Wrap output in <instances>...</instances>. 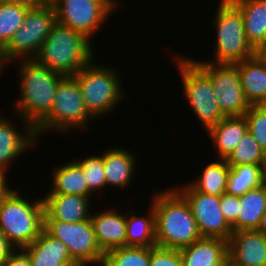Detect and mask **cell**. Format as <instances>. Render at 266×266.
<instances>
[{
	"label": "cell",
	"mask_w": 266,
	"mask_h": 266,
	"mask_svg": "<svg viewBox=\"0 0 266 266\" xmlns=\"http://www.w3.org/2000/svg\"><path fill=\"white\" fill-rule=\"evenodd\" d=\"M179 252L183 266H223L228 261V241L201 238Z\"/></svg>",
	"instance_id": "cell-20"
},
{
	"label": "cell",
	"mask_w": 266,
	"mask_h": 266,
	"mask_svg": "<svg viewBox=\"0 0 266 266\" xmlns=\"http://www.w3.org/2000/svg\"><path fill=\"white\" fill-rule=\"evenodd\" d=\"M92 198L94 197L76 194H45L44 220H60L68 223L88 220L91 216Z\"/></svg>",
	"instance_id": "cell-16"
},
{
	"label": "cell",
	"mask_w": 266,
	"mask_h": 266,
	"mask_svg": "<svg viewBox=\"0 0 266 266\" xmlns=\"http://www.w3.org/2000/svg\"><path fill=\"white\" fill-rule=\"evenodd\" d=\"M123 148L113 146L102 153L106 186H113L114 190L115 187L126 189L136 177V155Z\"/></svg>",
	"instance_id": "cell-19"
},
{
	"label": "cell",
	"mask_w": 266,
	"mask_h": 266,
	"mask_svg": "<svg viewBox=\"0 0 266 266\" xmlns=\"http://www.w3.org/2000/svg\"><path fill=\"white\" fill-rule=\"evenodd\" d=\"M17 68L20 94L17 103L12 105L13 111L35 129L52 110L56 88L64 76L40 65L35 59H19Z\"/></svg>",
	"instance_id": "cell-2"
},
{
	"label": "cell",
	"mask_w": 266,
	"mask_h": 266,
	"mask_svg": "<svg viewBox=\"0 0 266 266\" xmlns=\"http://www.w3.org/2000/svg\"><path fill=\"white\" fill-rule=\"evenodd\" d=\"M266 210V182L240 196L237 232L258 230Z\"/></svg>",
	"instance_id": "cell-25"
},
{
	"label": "cell",
	"mask_w": 266,
	"mask_h": 266,
	"mask_svg": "<svg viewBox=\"0 0 266 266\" xmlns=\"http://www.w3.org/2000/svg\"><path fill=\"white\" fill-rule=\"evenodd\" d=\"M53 6L59 23L91 39L119 8V3L116 0H54Z\"/></svg>",
	"instance_id": "cell-11"
},
{
	"label": "cell",
	"mask_w": 266,
	"mask_h": 266,
	"mask_svg": "<svg viewBox=\"0 0 266 266\" xmlns=\"http://www.w3.org/2000/svg\"><path fill=\"white\" fill-rule=\"evenodd\" d=\"M7 175L0 173V204L2 203L3 199L10 193L12 187L10 184H7Z\"/></svg>",
	"instance_id": "cell-39"
},
{
	"label": "cell",
	"mask_w": 266,
	"mask_h": 266,
	"mask_svg": "<svg viewBox=\"0 0 266 266\" xmlns=\"http://www.w3.org/2000/svg\"><path fill=\"white\" fill-rule=\"evenodd\" d=\"M225 160L230 167L251 164L261 165L266 170V153L249 131Z\"/></svg>",
	"instance_id": "cell-29"
},
{
	"label": "cell",
	"mask_w": 266,
	"mask_h": 266,
	"mask_svg": "<svg viewBox=\"0 0 266 266\" xmlns=\"http://www.w3.org/2000/svg\"><path fill=\"white\" fill-rule=\"evenodd\" d=\"M266 170L261 165L242 164L230 167L226 193L242 196L265 183Z\"/></svg>",
	"instance_id": "cell-28"
},
{
	"label": "cell",
	"mask_w": 266,
	"mask_h": 266,
	"mask_svg": "<svg viewBox=\"0 0 266 266\" xmlns=\"http://www.w3.org/2000/svg\"><path fill=\"white\" fill-rule=\"evenodd\" d=\"M118 72L93 60L72 76L78 82L84 106L95 122L125 100L127 94Z\"/></svg>",
	"instance_id": "cell-4"
},
{
	"label": "cell",
	"mask_w": 266,
	"mask_h": 266,
	"mask_svg": "<svg viewBox=\"0 0 266 266\" xmlns=\"http://www.w3.org/2000/svg\"><path fill=\"white\" fill-rule=\"evenodd\" d=\"M92 121L94 119L84 106L78 82L73 77H64L56 88L52 110L35 128V133L39 141V137L45 132L61 131L68 134L73 129L87 130Z\"/></svg>",
	"instance_id": "cell-7"
},
{
	"label": "cell",
	"mask_w": 266,
	"mask_h": 266,
	"mask_svg": "<svg viewBox=\"0 0 266 266\" xmlns=\"http://www.w3.org/2000/svg\"><path fill=\"white\" fill-rule=\"evenodd\" d=\"M29 8L0 2V47L3 48L24 22Z\"/></svg>",
	"instance_id": "cell-31"
},
{
	"label": "cell",
	"mask_w": 266,
	"mask_h": 266,
	"mask_svg": "<svg viewBox=\"0 0 266 266\" xmlns=\"http://www.w3.org/2000/svg\"><path fill=\"white\" fill-rule=\"evenodd\" d=\"M153 196L158 247L179 250L202 238L190 205L174 187Z\"/></svg>",
	"instance_id": "cell-1"
},
{
	"label": "cell",
	"mask_w": 266,
	"mask_h": 266,
	"mask_svg": "<svg viewBox=\"0 0 266 266\" xmlns=\"http://www.w3.org/2000/svg\"><path fill=\"white\" fill-rule=\"evenodd\" d=\"M11 190L0 204V231L16 249L31 244L44 229V200L31 202Z\"/></svg>",
	"instance_id": "cell-5"
},
{
	"label": "cell",
	"mask_w": 266,
	"mask_h": 266,
	"mask_svg": "<svg viewBox=\"0 0 266 266\" xmlns=\"http://www.w3.org/2000/svg\"><path fill=\"white\" fill-rule=\"evenodd\" d=\"M44 229L67 247L78 266L102 265L104 253L97 244L90 219L75 223L44 220Z\"/></svg>",
	"instance_id": "cell-10"
},
{
	"label": "cell",
	"mask_w": 266,
	"mask_h": 266,
	"mask_svg": "<svg viewBox=\"0 0 266 266\" xmlns=\"http://www.w3.org/2000/svg\"><path fill=\"white\" fill-rule=\"evenodd\" d=\"M235 64L250 105H266V62L256 53L253 57Z\"/></svg>",
	"instance_id": "cell-21"
},
{
	"label": "cell",
	"mask_w": 266,
	"mask_h": 266,
	"mask_svg": "<svg viewBox=\"0 0 266 266\" xmlns=\"http://www.w3.org/2000/svg\"><path fill=\"white\" fill-rule=\"evenodd\" d=\"M6 65L7 64L4 61L3 56H2V48L0 47V74L2 73V71H3V69L5 68Z\"/></svg>",
	"instance_id": "cell-41"
},
{
	"label": "cell",
	"mask_w": 266,
	"mask_h": 266,
	"mask_svg": "<svg viewBox=\"0 0 266 266\" xmlns=\"http://www.w3.org/2000/svg\"><path fill=\"white\" fill-rule=\"evenodd\" d=\"M208 163L197 178L189 182L197 191L221 196L226 193L230 166L225 159Z\"/></svg>",
	"instance_id": "cell-27"
},
{
	"label": "cell",
	"mask_w": 266,
	"mask_h": 266,
	"mask_svg": "<svg viewBox=\"0 0 266 266\" xmlns=\"http://www.w3.org/2000/svg\"><path fill=\"white\" fill-rule=\"evenodd\" d=\"M150 247L122 246L104 254L101 266H149Z\"/></svg>",
	"instance_id": "cell-30"
},
{
	"label": "cell",
	"mask_w": 266,
	"mask_h": 266,
	"mask_svg": "<svg viewBox=\"0 0 266 266\" xmlns=\"http://www.w3.org/2000/svg\"><path fill=\"white\" fill-rule=\"evenodd\" d=\"M241 12L245 37L258 52L266 45V0H230Z\"/></svg>",
	"instance_id": "cell-22"
},
{
	"label": "cell",
	"mask_w": 266,
	"mask_h": 266,
	"mask_svg": "<svg viewBox=\"0 0 266 266\" xmlns=\"http://www.w3.org/2000/svg\"><path fill=\"white\" fill-rule=\"evenodd\" d=\"M174 60L181 76L183 97L207 132L225 117L219 109L211 78L191 57L176 54Z\"/></svg>",
	"instance_id": "cell-6"
},
{
	"label": "cell",
	"mask_w": 266,
	"mask_h": 266,
	"mask_svg": "<svg viewBox=\"0 0 266 266\" xmlns=\"http://www.w3.org/2000/svg\"><path fill=\"white\" fill-rule=\"evenodd\" d=\"M91 42L85 34L57 21L34 59L55 73L72 77L95 60Z\"/></svg>",
	"instance_id": "cell-3"
},
{
	"label": "cell",
	"mask_w": 266,
	"mask_h": 266,
	"mask_svg": "<svg viewBox=\"0 0 266 266\" xmlns=\"http://www.w3.org/2000/svg\"><path fill=\"white\" fill-rule=\"evenodd\" d=\"M0 266H31V262L21 249H16Z\"/></svg>",
	"instance_id": "cell-36"
},
{
	"label": "cell",
	"mask_w": 266,
	"mask_h": 266,
	"mask_svg": "<svg viewBox=\"0 0 266 266\" xmlns=\"http://www.w3.org/2000/svg\"><path fill=\"white\" fill-rule=\"evenodd\" d=\"M4 3L19 4L27 8H43L54 5V0H0Z\"/></svg>",
	"instance_id": "cell-37"
},
{
	"label": "cell",
	"mask_w": 266,
	"mask_h": 266,
	"mask_svg": "<svg viewBox=\"0 0 266 266\" xmlns=\"http://www.w3.org/2000/svg\"><path fill=\"white\" fill-rule=\"evenodd\" d=\"M217 7L214 59L204 62L235 64L253 57L257 52L246 40L240 10L230 0H220Z\"/></svg>",
	"instance_id": "cell-8"
},
{
	"label": "cell",
	"mask_w": 266,
	"mask_h": 266,
	"mask_svg": "<svg viewBox=\"0 0 266 266\" xmlns=\"http://www.w3.org/2000/svg\"><path fill=\"white\" fill-rule=\"evenodd\" d=\"M149 266H183L182 257L177 249L150 247Z\"/></svg>",
	"instance_id": "cell-34"
},
{
	"label": "cell",
	"mask_w": 266,
	"mask_h": 266,
	"mask_svg": "<svg viewBox=\"0 0 266 266\" xmlns=\"http://www.w3.org/2000/svg\"><path fill=\"white\" fill-rule=\"evenodd\" d=\"M223 266H234L229 261H227Z\"/></svg>",
	"instance_id": "cell-43"
},
{
	"label": "cell",
	"mask_w": 266,
	"mask_h": 266,
	"mask_svg": "<svg viewBox=\"0 0 266 266\" xmlns=\"http://www.w3.org/2000/svg\"><path fill=\"white\" fill-rule=\"evenodd\" d=\"M228 261L234 266H266V235L257 230L233 232Z\"/></svg>",
	"instance_id": "cell-15"
},
{
	"label": "cell",
	"mask_w": 266,
	"mask_h": 266,
	"mask_svg": "<svg viewBox=\"0 0 266 266\" xmlns=\"http://www.w3.org/2000/svg\"><path fill=\"white\" fill-rule=\"evenodd\" d=\"M257 53L266 62V45L263 46Z\"/></svg>",
	"instance_id": "cell-42"
},
{
	"label": "cell",
	"mask_w": 266,
	"mask_h": 266,
	"mask_svg": "<svg viewBox=\"0 0 266 266\" xmlns=\"http://www.w3.org/2000/svg\"><path fill=\"white\" fill-rule=\"evenodd\" d=\"M21 250L28 256L31 266H78L71 259L67 247L45 229Z\"/></svg>",
	"instance_id": "cell-18"
},
{
	"label": "cell",
	"mask_w": 266,
	"mask_h": 266,
	"mask_svg": "<svg viewBox=\"0 0 266 266\" xmlns=\"http://www.w3.org/2000/svg\"><path fill=\"white\" fill-rule=\"evenodd\" d=\"M83 169L89 190L95 195L97 190L106 188V179L104 176V164L102 153L92 154L88 157L74 159Z\"/></svg>",
	"instance_id": "cell-32"
},
{
	"label": "cell",
	"mask_w": 266,
	"mask_h": 266,
	"mask_svg": "<svg viewBox=\"0 0 266 266\" xmlns=\"http://www.w3.org/2000/svg\"><path fill=\"white\" fill-rule=\"evenodd\" d=\"M145 216H137L134 212L126 211V240L125 246L155 247V214L152 205Z\"/></svg>",
	"instance_id": "cell-26"
},
{
	"label": "cell",
	"mask_w": 266,
	"mask_h": 266,
	"mask_svg": "<svg viewBox=\"0 0 266 266\" xmlns=\"http://www.w3.org/2000/svg\"><path fill=\"white\" fill-rule=\"evenodd\" d=\"M247 132L248 123L245 116H230L224 117L206 133L210 140H213L219 159H226Z\"/></svg>",
	"instance_id": "cell-23"
},
{
	"label": "cell",
	"mask_w": 266,
	"mask_h": 266,
	"mask_svg": "<svg viewBox=\"0 0 266 266\" xmlns=\"http://www.w3.org/2000/svg\"><path fill=\"white\" fill-rule=\"evenodd\" d=\"M240 197L224 193L220 196V209L227 222L237 232V218L239 213Z\"/></svg>",
	"instance_id": "cell-35"
},
{
	"label": "cell",
	"mask_w": 266,
	"mask_h": 266,
	"mask_svg": "<svg viewBox=\"0 0 266 266\" xmlns=\"http://www.w3.org/2000/svg\"><path fill=\"white\" fill-rule=\"evenodd\" d=\"M190 205L202 238L229 240L233 233L220 209V196L197 191L190 183L174 187Z\"/></svg>",
	"instance_id": "cell-13"
},
{
	"label": "cell",
	"mask_w": 266,
	"mask_h": 266,
	"mask_svg": "<svg viewBox=\"0 0 266 266\" xmlns=\"http://www.w3.org/2000/svg\"><path fill=\"white\" fill-rule=\"evenodd\" d=\"M16 250L8 238L0 231V265Z\"/></svg>",
	"instance_id": "cell-38"
},
{
	"label": "cell",
	"mask_w": 266,
	"mask_h": 266,
	"mask_svg": "<svg viewBox=\"0 0 266 266\" xmlns=\"http://www.w3.org/2000/svg\"><path fill=\"white\" fill-rule=\"evenodd\" d=\"M56 22L54 6L28 9L23 24L2 48L7 66L20 58L34 59Z\"/></svg>",
	"instance_id": "cell-9"
},
{
	"label": "cell",
	"mask_w": 266,
	"mask_h": 266,
	"mask_svg": "<svg viewBox=\"0 0 266 266\" xmlns=\"http://www.w3.org/2000/svg\"><path fill=\"white\" fill-rule=\"evenodd\" d=\"M51 178V189L46 194H76L85 197L94 195L88 188L82 167L75 160L56 167Z\"/></svg>",
	"instance_id": "cell-24"
},
{
	"label": "cell",
	"mask_w": 266,
	"mask_h": 266,
	"mask_svg": "<svg viewBox=\"0 0 266 266\" xmlns=\"http://www.w3.org/2000/svg\"><path fill=\"white\" fill-rule=\"evenodd\" d=\"M248 131L266 153V105H251L245 113Z\"/></svg>",
	"instance_id": "cell-33"
},
{
	"label": "cell",
	"mask_w": 266,
	"mask_h": 266,
	"mask_svg": "<svg viewBox=\"0 0 266 266\" xmlns=\"http://www.w3.org/2000/svg\"><path fill=\"white\" fill-rule=\"evenodd\" d=\"M114 209L109 208L101 212L99 210L90 216L97 244L104 254L112 249L125 246L126 212L123 215Z\"/></svg>",
	"instance_id": "cell-17"
},
{
	"label": "cell",
	"mask_w": 266,
	"mask_h": 266,
	"mask_svg": "<svg viewBox=\"0 0 266 266\" xmlns=\"http://www.w3.org/2000/svg\"><path fill=\"white\" fill-rule=\"evenodd\" d=\"M194 61L210 76L219 109L225 117L244 116L247 101L236 64Z\"/></svg>",
	"instance_id": "cell-12"
},
{
	"label": "cell",
	"mask_w": 266,
	"mask_h": 266,
	"mask_svg": "<svg viewBox=\"0 0 266 266\" xmlns=\"http://www.w3.org/2000/svg\"><path fill=\"white\" fill-rule=\"evenodd\" d=\"M257 231L262 232L266 235V210L262 215V219Z\"/></svg>",
	"instance_id": "cell-40"
},
{
	"label": "cell",
	"mask_w": 266,
	"mask_h": 266,
	"mask_svg": "<svg viewBox=\"0 0 266 266\" xmlns=\"http://www.w3.org/2000/svg\"><path fill=\"white\" fill-rule=\"evenodd\" d=\"M20 119L21 124H24L21 129L24 132H21L12 121L4 118L0 113V173L5 175L12 161L29 151V148L33 149L31 147L35 145V142H39L35 129L21 117Z\"/></svg>",
	"instance_id": "cell-14"
}]
</instances>
